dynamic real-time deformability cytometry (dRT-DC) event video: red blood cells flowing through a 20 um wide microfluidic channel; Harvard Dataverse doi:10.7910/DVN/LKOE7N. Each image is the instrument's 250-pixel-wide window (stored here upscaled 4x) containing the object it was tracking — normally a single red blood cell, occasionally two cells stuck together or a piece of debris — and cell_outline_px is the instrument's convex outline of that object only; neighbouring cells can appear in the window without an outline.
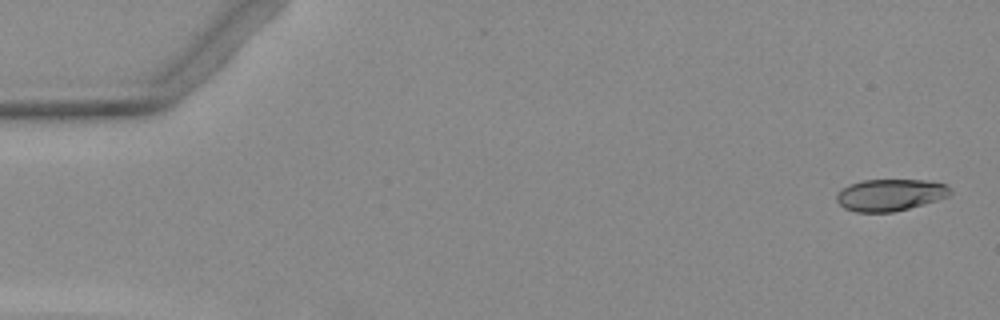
{"species": "Egyptian fruit bat (a non-hibernating species)", "species_latin": "Rousettus aegyptiacus", "temperature_condition": "warm", "stored_images_in_passage": 5, "camera_frame_rate_fps": 3000, "um_per_image_px": 0.085, "animal": {"sex": "female"}, "frame": {"image": 1, "passage_image": 1, "time_ms": 0.0, "image_size_px": [1000, 320], "cell_outline_px": [[952, 192], [948, 196], [924, 204], [892, 212], [856, 212], [844, 208], [836, 200], [836, 196], [840, 188], [848, 184], [864, 180], [924, 180], [944, 184], [952, 188]], "centroid_in_image_um": [75.63, 16.56], "position_along_channel_um": 9.4, "area_um2": 21.1}}
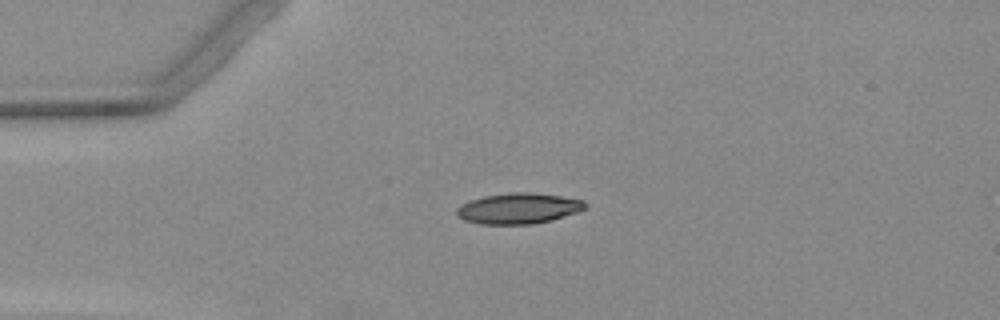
{"frame": {"image": 2, "passage_image": 4, "time_ms": 3.667, "image_size_px": [1000, 320], "cell_outline_px": [[588, 204], [584, 208], [576, 212], [548, 220], [532, 224], [480, 224], [464, 220], [456, 216], [456, 208], [460, 204], [468, 200], [484, 196], [512, 192], [532, 192], [560, 196], [584, 200]], "centroid_in_image_um": [44.0, 17.7], "position_along_channel_um": 41.0, "area_um2": 22.95}}